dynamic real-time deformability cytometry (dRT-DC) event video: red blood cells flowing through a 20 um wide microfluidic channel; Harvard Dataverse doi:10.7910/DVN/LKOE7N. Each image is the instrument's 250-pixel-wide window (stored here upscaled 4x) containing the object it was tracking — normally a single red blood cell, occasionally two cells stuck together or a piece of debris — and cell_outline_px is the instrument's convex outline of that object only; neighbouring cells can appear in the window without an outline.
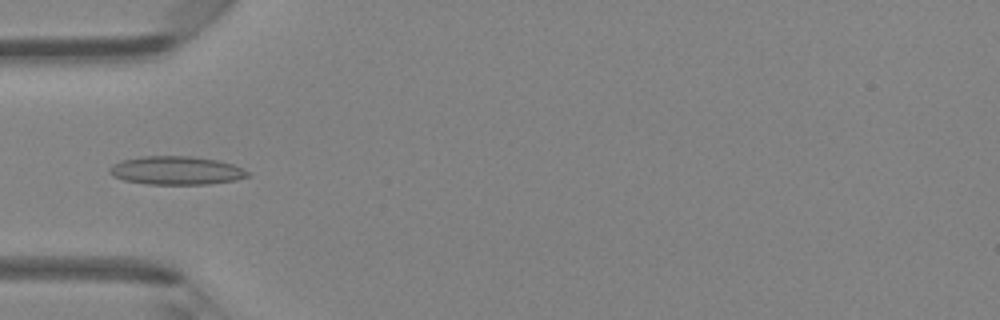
{"species": "Egyptian fruit bat (a non-hibernating species)", "species_latin": "Rousettus aegyptiacus", "temperature_condition": "room temperature", "stored_images_in_passage": 47, "camera_frame_rate_fps": 3000, "um_per_image_px": 0.085, "animal": {"sex": "female"}, "frame": {"image": 1, "passage_image": 15, "time_ms": 4.667, "image_size_px": [1000, 320], "cell_outline_px": [[252, 176], [236, 180], [208, 184], [148, 184], [124, 180], [112, 176], [108, 172], [108, 168], [120, 160], [144, 156], [192, 156], [216, 160], [232, 164], [248, 172]], "centroid_in_image_um": [14.96, 14.49], "position_along_channel_um": 70.0, "area_um2": 22.89}}
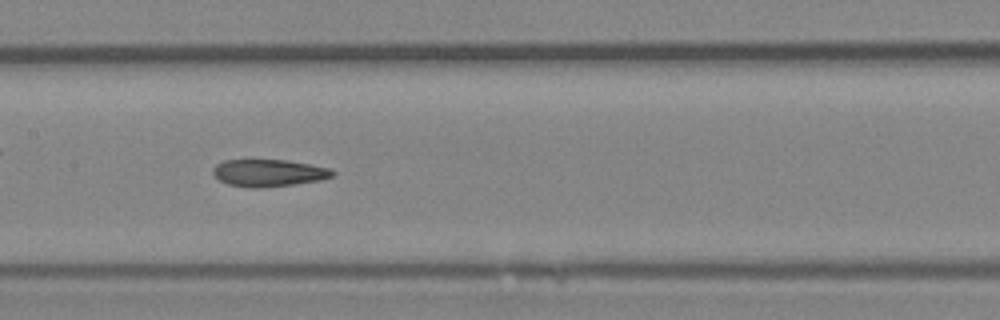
{"frame": {"image": 2, "passage_image": 23, "time_ms": 7.333, "image_size_px": [1000, 320], "cell_outline_px": [[336, 172], [332, 176], [320, 180], [292, 184], [260, 188], [248, 188], [228, 184], [220, 180], [212, 172], [212, 168], [216, 164], [224, 160], [288, 160], [312, 164], [328, 168]], "centroid_in_image_um": [22.82, 14.69], "position_along_channel_um": 184.6, "area_um2": 18.9}}
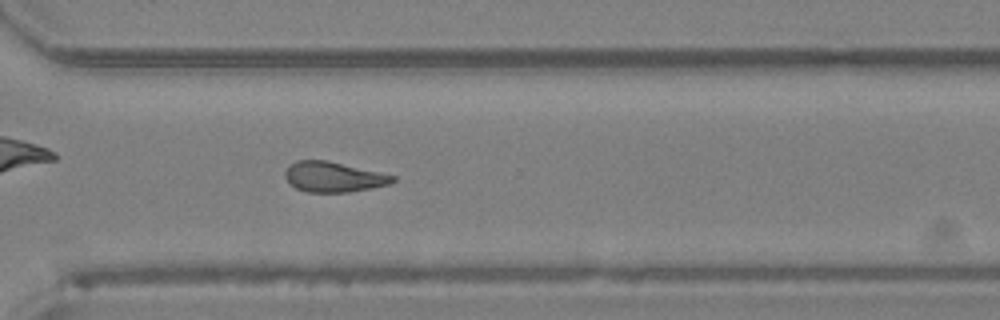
{"frame": {"image": 3, "passage_image": 34, "time_ms": 11.0, "image_size_px": [1000, 320], "cell_outline_px": [[396, 180], [388, 184], [372, 188], [348, 192], [308, 192], [296, 188], [284, 176], [284, 172], [288, 164], [296, 160], [328, 160], [396, 176]], "centroid_in_image_um": [28.32, 15.02], "position_along_channel_um": 342.3, "area_um2": 18.96}, "authors_computed_cell_mechanics": {"area_um2": 19.8254, "velocity_mm_per_s": 4.3003, "shape_relaxation_time_tau1_ms": null, "shape_relaxation_time_tau2_ms": 3.6887, "deformation_change_tau1": null, "deformation_change_tau2": 0.1008}}